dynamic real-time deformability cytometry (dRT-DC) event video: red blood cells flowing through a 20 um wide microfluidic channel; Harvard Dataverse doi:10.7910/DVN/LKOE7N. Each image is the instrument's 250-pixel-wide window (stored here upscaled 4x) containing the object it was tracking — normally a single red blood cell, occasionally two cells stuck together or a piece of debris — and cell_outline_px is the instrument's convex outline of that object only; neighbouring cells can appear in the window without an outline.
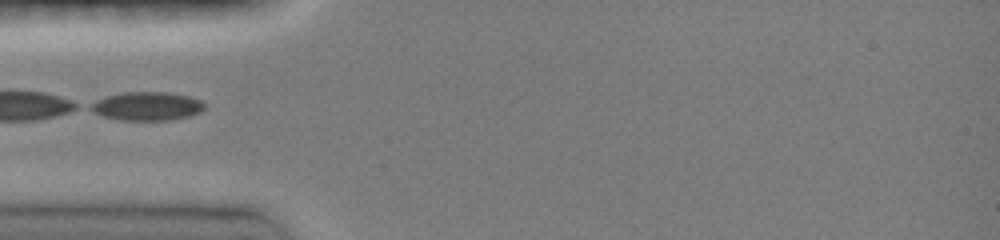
{"species": "common noctule bat (a hibernating species)", "species_latin": "Nyctalus noctula", "temperature_condition": "room temperature", "stored_images_in_passage": 2, "camera_frame_rate_fps": 3000, "um_per_image_px": 0.085, "animal": {"sex": "female", "body_mass_g": 19.0, "forearm_length_mm": 51.5}, "frame": {"image": 1, "passage_image": 1, "time_ms": 0.0, "image_size_px": [1000, 240], "cell_outline_px": [[204, 108], [200, 112], [188, 116], [168, 120], [120, 120], [100, 116], [84, 108], [88, 104], [104, 96], [124, 92], [168, 92], [188, 96], [200, 100], [204, 104]], "centroid_in_image_um": [12.38, 9.02], "position_along_channel_um": 72.6, "area_um2": 19.25}}